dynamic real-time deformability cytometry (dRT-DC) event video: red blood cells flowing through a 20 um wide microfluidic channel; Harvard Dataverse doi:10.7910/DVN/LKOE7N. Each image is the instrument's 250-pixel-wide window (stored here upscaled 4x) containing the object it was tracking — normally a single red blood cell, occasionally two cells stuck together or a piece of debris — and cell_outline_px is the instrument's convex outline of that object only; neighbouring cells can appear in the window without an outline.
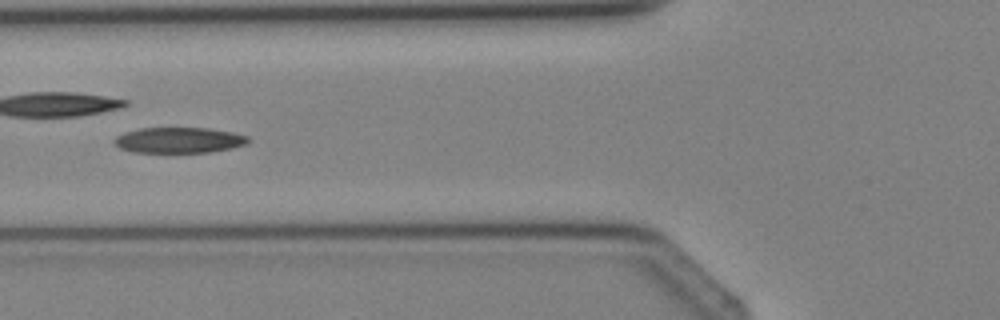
{"species": "Egyptian fruit bat (a non-hibernating species)", "species_latin": "Rousettus aegyptiacus", "temperature_condition": "cold", "stored_images_in_passage": 6, "camera_frame_rate_fps": 3000, "um_per_image_px": 0.085, "animal": {"sex": "female"}, "frame": {"image": 1, "passage_image": 6, "time_ms": 5.667, "image_size_px": [1000, 320], "cell_outline_px": [[252, 140], [248, 144], [232, 148], [208, 152], [132, 152], [120, 148], [112, 140], [116, 136], [124, 132], [140, 128], [208, 128], [232, 132], [248, 136]], "centroid_in_image_um": [15.23, 11.91], "position_along_channel_um": 110.6, "area_um2": 20.11}}